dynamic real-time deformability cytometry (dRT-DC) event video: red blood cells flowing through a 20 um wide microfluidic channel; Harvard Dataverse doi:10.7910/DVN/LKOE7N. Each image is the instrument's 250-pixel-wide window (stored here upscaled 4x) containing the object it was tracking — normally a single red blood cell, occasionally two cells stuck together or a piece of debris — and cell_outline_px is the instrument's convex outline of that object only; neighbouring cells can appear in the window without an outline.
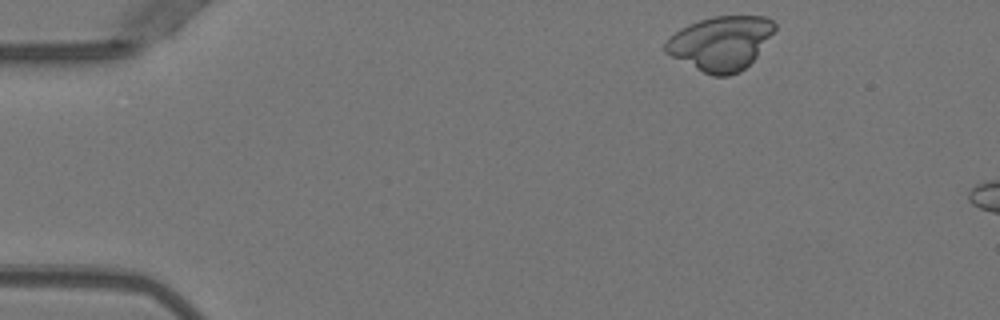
{"species": "Egyptian fruit bat (a non-hibernating species)", "species_latin": "Rousettus aegyptiacus", "temperature_condition": "warm", "stored_images_in_passage": 5, "camera_frame_rate_fps": 3000, "um_per_image_px": 0.085, "animal": {"sex": "female"}, "frame": {"image": 1, "passage_image": 1, "time_ms": 0.0, "image_size_px": [1000, 320], "cell_outline_px": [[776, 28], [756, 56], [740, 72], [728, 76], [712, 76], [664, 52], [664, 44], [680, 28], [688, 24], [712, 16], [768, 16], [776, 24]], "centroid_in_image_um": [61.27, 3.65], "position_along_channel_um": 23.7, "area_um2": 34.1}}